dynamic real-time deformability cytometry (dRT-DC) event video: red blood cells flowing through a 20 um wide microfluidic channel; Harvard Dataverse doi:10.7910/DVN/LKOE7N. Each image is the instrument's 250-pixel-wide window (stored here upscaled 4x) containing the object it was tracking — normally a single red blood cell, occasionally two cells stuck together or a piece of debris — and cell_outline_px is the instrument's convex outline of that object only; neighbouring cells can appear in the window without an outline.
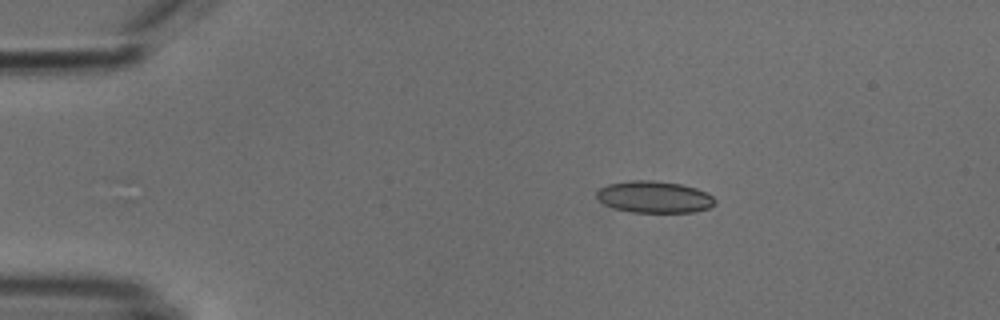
{"species": "common noctule bat (a hibernating species)", "species_latin": "Nyctalus noctula", "temperature_condition": "cold", "stored_images_in_passage": 44, "camera_frame_rate_fps": 3000, "um_per_image_px": 0.085, "animal": {"sex": "male", "body_mass_g": 18.8}, "frame": {"image": 1, "passage_image": 1, "time_ms": 0.0, "image_size_px": [1000, 320], "cell_outline_px": [[716, 204], [708, 208], [696, 212], [632, 212], [612, 208], [604, 204], [596, 196], [596, 192], [600, 188], [608, 184], [632, 180], [652, 180], [680, 184], [696, 188], [708, 192], [716, 200]], "centroid_in_image_um": [55.63, 16.74], "position_along_channel_um": 29.4, "area_um2": 22.02}}
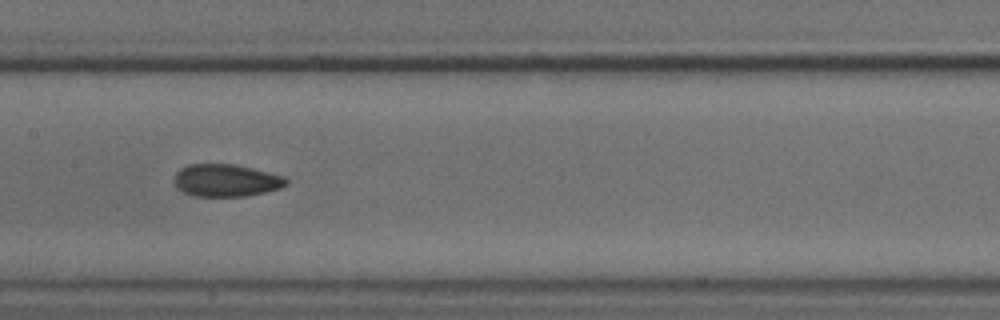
{"frame": {"image": 2, "passage_image": 18, "time_ms": 5.667, "image_size_px": [1000, 320], "cell_outline_px": [[288, 184], [280, 188], [264, 192], [244, 196], [196, 196], [184, 192], [176, 188], [172, 180], [176, 172], [180, 168], [188, 164], [232, 164], [252, 168], [284, 176], [288, 180]], "centroid_in_image_um": [19.18, 15.33], "position_along_channel_um": 188.2, "area_um2": 21.21}}
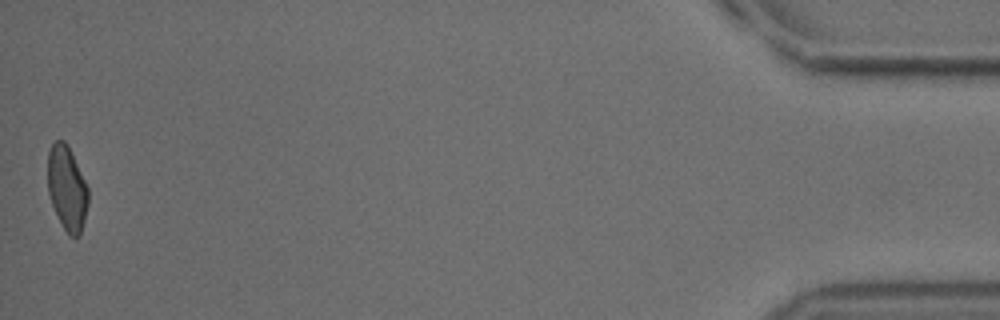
{"frame": {"image": 3, "passage_image": 44, "time_ms": 14.333, "image_size_px": [1000, 320], "cell_outline_px": [[88, 204], [80, 236], [68, 236], [52, 204], [48, 192], [48, 152], [52, 144], [56, 140], [64, 140], [88, 188]], "centroid_in_image_um": [5.69, 16.03], "position_along_channel_um": 429.5, "area_um2": 19.42}, "authors_computed_cell_mechanics": {"area_um2": 21.097, "velocity_mm_per_s": 3.8178, "shape_relaxation_time_tau1_ms": null, "shape_relaxation_time_tau2_ms": 1.7669, "deformation_change_tau1": null, "deformation_change_tau2": 0.0527}}